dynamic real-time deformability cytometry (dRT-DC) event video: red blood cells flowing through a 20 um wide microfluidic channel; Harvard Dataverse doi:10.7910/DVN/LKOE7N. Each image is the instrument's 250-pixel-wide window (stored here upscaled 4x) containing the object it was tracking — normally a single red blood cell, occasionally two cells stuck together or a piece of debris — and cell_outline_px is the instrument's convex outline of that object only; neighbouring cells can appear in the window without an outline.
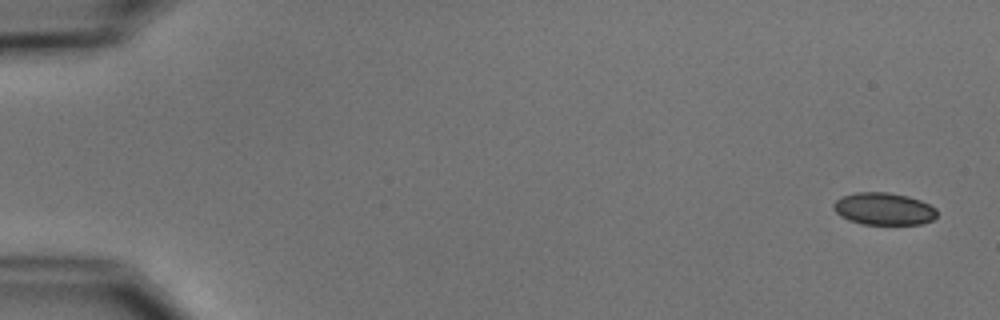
{"species": "common noctule bat (a hibernating species)", "species_latin": "Nyctalus noctula", "temperature_condition": "cold", "stored_images_in_passage": 5, "camera_frame_rate_fps": 3000, "um_per_image_px": 0.085, "animal": {"sex": "male", "body_mass_g": 15.6}, "frame": {"image": 1, "passage_image": 1, "time_ms": 0.0, "image_size_px": [1000, 320], "cell_outline_px": [[936, 216], [932, 220], [920, 224], [864, 224], [848, 220], [840, 216], [832, 208], [832, 204], [836, 200], [844, 196], [856, 192], [888, 192], [908, 196], [920, 200], [936, 208]], "centroid_in_image_um": [75.1, 17.75], "position_along_channel_um": 9.9, "area_um2": 19.42}}
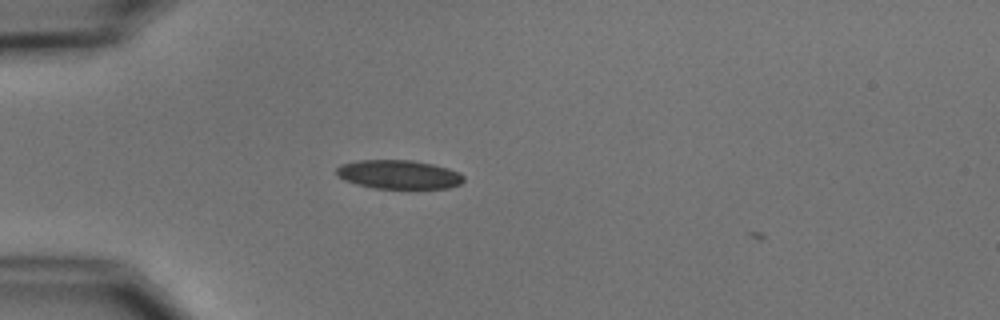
{"frame": {"image": 2, "passage_image": 5, "time_ms": 4.667, "image_size_px": [1000, 320], "cell_outline_px": [[464, 180], [460, 184], [448, 188], [376, 188], [344, 180], [336, 172], [336, 168], [340, 164], [356, 160], [412, 160], [432, 164], [448, 168], [460, 172], [464, 176]], "centroid_in_image_um": [33.92, 14.82], "position_along_channel_um": 51.1, "area_um2": 21.27}}